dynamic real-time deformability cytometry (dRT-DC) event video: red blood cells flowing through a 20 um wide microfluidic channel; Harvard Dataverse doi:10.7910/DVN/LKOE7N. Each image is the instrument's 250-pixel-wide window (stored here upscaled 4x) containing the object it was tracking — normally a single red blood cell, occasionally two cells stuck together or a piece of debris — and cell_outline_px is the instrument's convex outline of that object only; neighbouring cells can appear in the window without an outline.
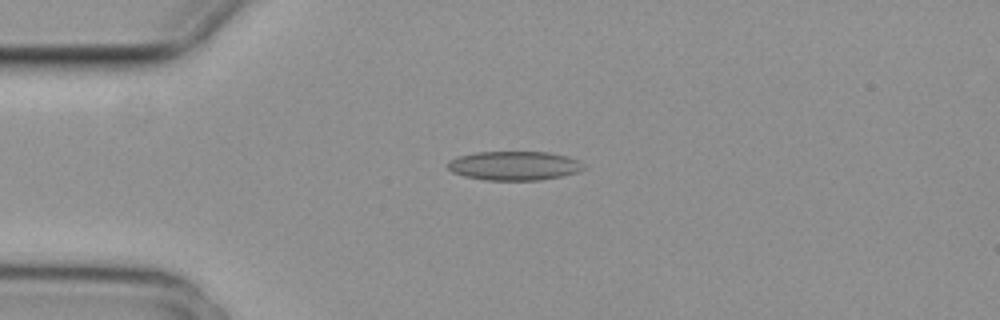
{"species": "common noctule bat (a hibernating species)", "species_latin": "Nyctalus noctula", "temperature_condition": "cold", "stored_images_in_passage": 4, "camera_frame_rate_fps": 3000, "um_per_image_px": 0.085, "animal": {"sex": "female", "body_mass_g": 29.2, "forearm_length_mm": 56.3}, "frame": {"image": 1, "passage_image": 3, "time_ms": 0.667, "image_size_px": [1000, 320], "cell_outline_px": [[588, 168], [580, 172], [540, 180], [484, 180], [464, 176], [452, 172], [444, 164], [448, 160], [456, 156], [476, 152], [548, 152], [568, 156], [580, 160]], "centroid_in_image_um": [43.72, 14.08], "position_along_channel_um": 41.3, "area_um2": 23.47}}